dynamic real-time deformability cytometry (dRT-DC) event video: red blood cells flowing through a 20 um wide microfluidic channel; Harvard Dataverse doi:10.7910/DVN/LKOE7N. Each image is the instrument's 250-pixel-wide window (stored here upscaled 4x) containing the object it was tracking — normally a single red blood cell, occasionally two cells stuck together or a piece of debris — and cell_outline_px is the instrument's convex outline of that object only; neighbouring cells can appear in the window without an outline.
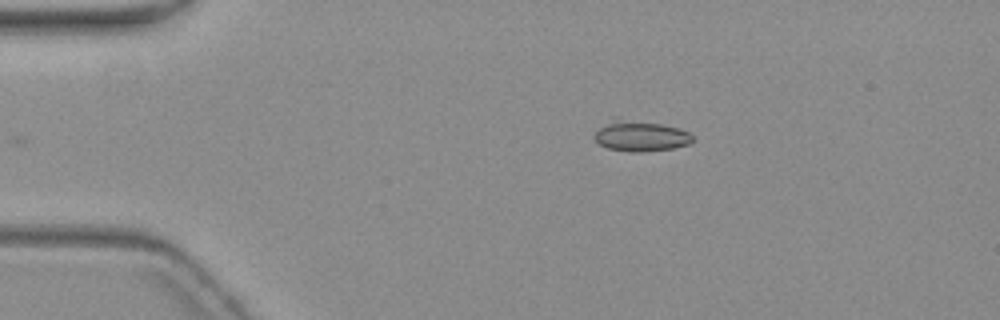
{"species": "common noctule bat (a hibernating species)", "species_latin": "Nyctalus noctula", "temperature_condition": "warm", "stored_images_in_passage": 4, "camera_frame_rate_fps": 3000, "um_per_image_px": 0.085, "animal": {"sex": "female", "body_mass_g": 19.3, "forearm_length_mm": 54.1}, "frame": {"image": 1, "passage_image": 4, "time_ms": 4.0, "image_size_px": [1000, 320], "cell_outline_px": [[696, 140], [688, 144], [672, 148], [640, 152], [632, 152], [608, 148], [600, 144], [592, 136], [612, 116], [620, 116], [664, 124], [680, 128], [688, 132]], "centroid_in_image_um": [54.43, 11.5], "position_along_channel_um": 30.6, "area_um2": 18.09}}